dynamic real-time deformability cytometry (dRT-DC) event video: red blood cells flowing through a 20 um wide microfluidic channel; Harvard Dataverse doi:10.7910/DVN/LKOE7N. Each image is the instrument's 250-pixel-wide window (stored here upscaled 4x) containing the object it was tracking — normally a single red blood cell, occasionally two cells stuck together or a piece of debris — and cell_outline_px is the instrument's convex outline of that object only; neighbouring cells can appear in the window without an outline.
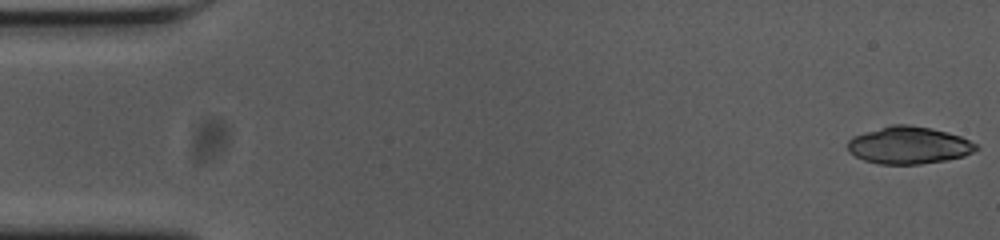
{"species": "common noctule bat (a hibernating species)", "species_latin": "Nyctalus noctula", "temperature_condition": "cold", "stored_images_in_passage": 55, "camera_frame_rate_fps": 3000, "um_per_image_px": 0.085, "animal": {"sex": "female", "body_mass_g": 23.0, "forearm_length_mm": 53.4}, "frame": {"image": 1, "passage_image": 1, "time_ms": 0.0, "image_size_px": [1000, 240], "cell_outline_px": [[980, 148], [964, 156], [944, 160], [920, 164], [880, 164], [864, 160], [848, 152], [848, 140], [852, 136], [864, 132], [892, 124], [908, 124], [932, 128], [948, 132], [960, 136], [976, 144]], "centroid_in_image_um": [77.23, 12.34], "position_along_channel_um": 7.8, "area_um2": 27.92}}
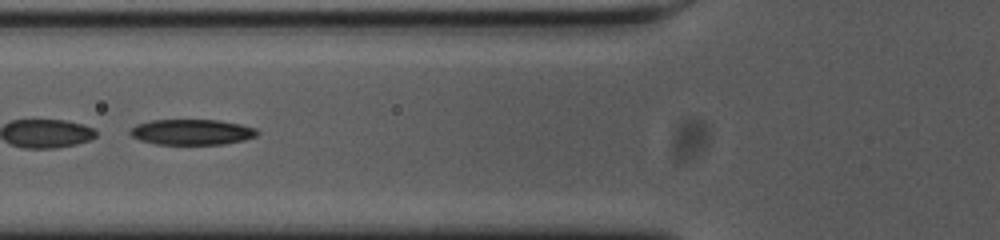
{"frame": {"image": 2, "passage_image": 21, "time_ms": 6.667, "image_size_px": [1000, 240], "cell_outline_px": [[260, 132], [256, 136], [244, 140], [224, 144], [156, 144], [140, 140], [132, 136], [128, 132], [136, 124], [152, 120], [220, 120], [240, 124], [256, 128]], "centroid_in_image_um": [16.32, 11.22], "position_along_channel_um": 109.5, "area_um2": 18.96}, "authors_computed_cell_mechanics": {"area_um2": 27.9174, "velocity_mm_per_s": 3.6483, "shape_relaxation_time_tau1_ms": 4.2484, "shape_relaxation_time_tau2_ms": null, "deformation_change_tau1": 0.1619, "deformation_change_tau2": null}}